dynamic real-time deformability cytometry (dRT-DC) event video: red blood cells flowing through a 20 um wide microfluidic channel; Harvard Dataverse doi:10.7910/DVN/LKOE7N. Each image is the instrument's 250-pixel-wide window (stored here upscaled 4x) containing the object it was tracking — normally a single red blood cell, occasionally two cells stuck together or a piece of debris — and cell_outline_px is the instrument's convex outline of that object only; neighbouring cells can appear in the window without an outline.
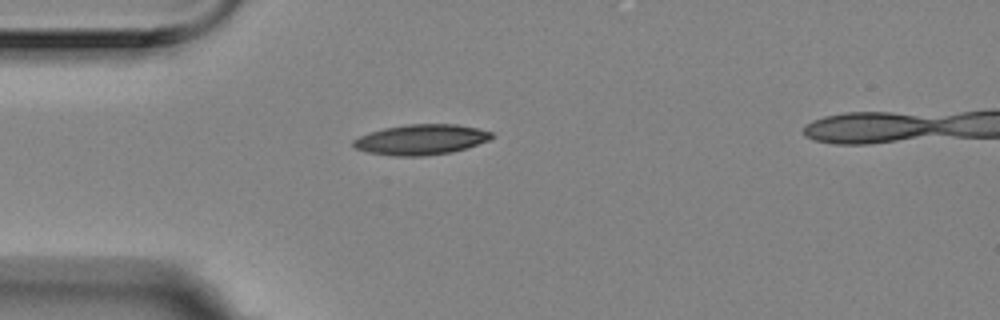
{"species": "Egyptian fruit bat (a non-hibernating species)", "species_latin": "Rousettus aegyptiacus", "temperature_condition": "room temperature", "stored_images_in_passage": 1, "camera_frame_rate_fps": 3000, "um_per_image_px": 0.085, "animal": {"sex": "female"}, "frame": {"image": 1, "passage_image": 1, "time_ms": 0.0, "image_size_px": [1000, 320], "cell_outline_px": [[492, 136], [488, 140], [452, 152], [424, 156], [396, 156], [368, 152], [356, 148], [352, 144], [352, 140], [360, 136], [384, 128], [408, 124], [456, 124], [476, 128], [492, 132]], "centroid_in_image_um": [35.76, 11.86], "position_along_channel_um": 49.2, "area_um2": 24.1}}